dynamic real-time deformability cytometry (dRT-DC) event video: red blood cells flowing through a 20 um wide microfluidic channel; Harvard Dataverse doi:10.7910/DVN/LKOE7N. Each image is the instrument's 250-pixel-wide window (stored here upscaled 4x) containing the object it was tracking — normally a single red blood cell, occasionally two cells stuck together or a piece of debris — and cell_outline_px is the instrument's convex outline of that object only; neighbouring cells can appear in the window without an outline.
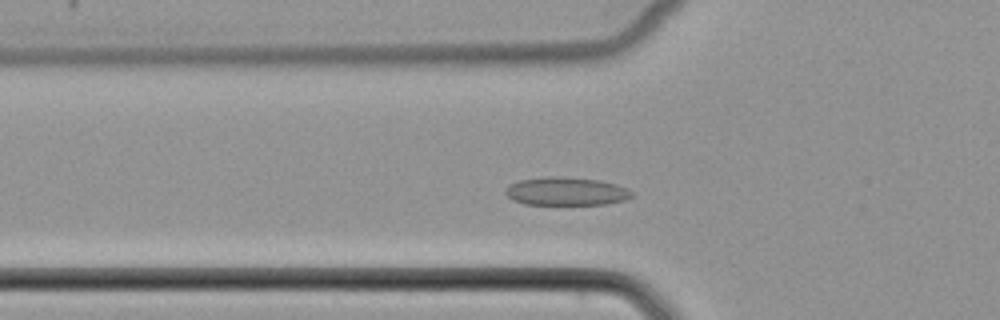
{"species": "common noctule bat (a hibernating species)", "species_latin": "Nyctalus noctula", "temperature_condition": "cold", "stored_images_in_passage": 47, "camera_frame_rate_fps": 3000, "um_per_image_px": 0.085, "animal": {"sex": "female", "body_mass_g": 22.7, "forearm_length_mm": 54.2}, "frame": {"image": 1, "passage_image": 12, "time_ms": 3.667, "image_size_px": [1000, 320], "cell_outline_px": [[632, 196], [624, 200], [604, 204], [524, 204], [512, 200], [504, 192], [508, 184], [520, 180], [548, 176], [564, 176], [600, 180], [616, 184], [632, 192]], "centroid_in_image_um": [48.07, 16.25], "position_along_channel_um": 77.7, "area_um2": 20.75}}
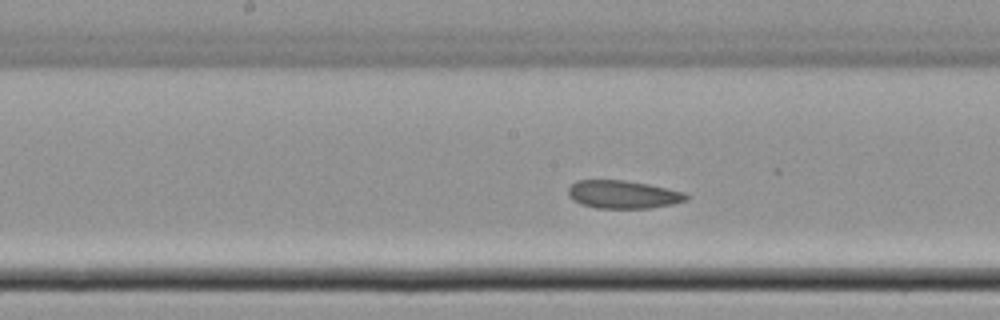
{"frame": {"image": 2, "passage_image": 21, "time_ms": 6.667, "image_size_px": [1000, 320], "cell_outline_px": [[688, 200], [672, 204], [648, 208], [596, 208], [580, 204], [572, 200], [568, 196], [568, 188], [576, 180], [624, 180], [648, 184], [684, 192], [688, 196]], "centroid_in_image_um": [52.92, 16.53], "position_along_channel_um": 195.3, "area_um2": 19.31}}
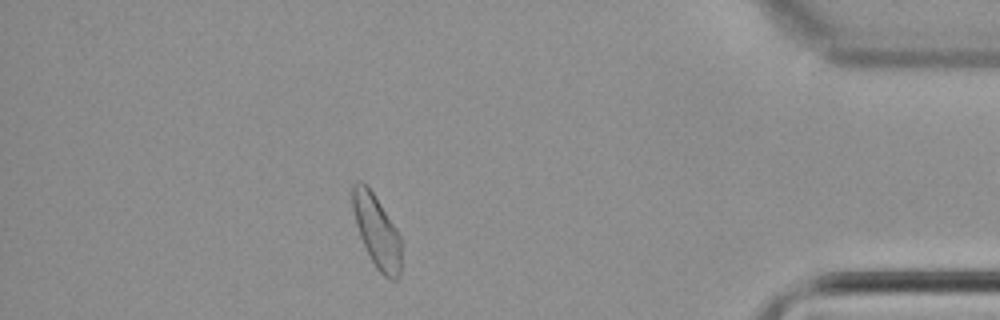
{"frame": {"image": 3, "passage_image": 40, "time_ms": 13.0, "image_size_px": [1000, 320], "cell_outline_px": [[400, 276], [396, 280], [392, 280], [384, 276], [376, 268], [360, 236], [356, 224], [352, 208], [352, 184], [356, 180], [360, 180], [372, 192], [396, 228], [400, 236]], "centroid_in_image_um": [32.01, 19.66], "position_along_channel_um": 403.2, "area_um2": 20.23}}